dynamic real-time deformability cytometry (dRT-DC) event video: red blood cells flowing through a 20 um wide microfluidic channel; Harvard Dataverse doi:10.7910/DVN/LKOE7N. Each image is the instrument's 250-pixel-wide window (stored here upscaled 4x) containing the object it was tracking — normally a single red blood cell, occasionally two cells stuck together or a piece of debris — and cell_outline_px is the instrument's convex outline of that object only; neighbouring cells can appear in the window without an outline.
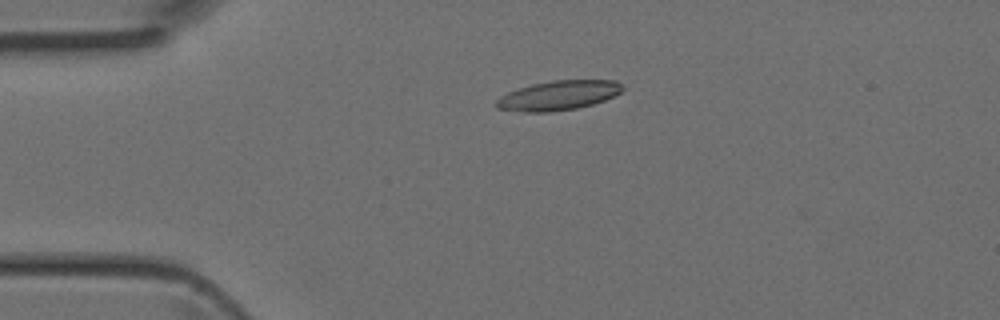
{"species": "Egyptian fruit bat (a non-hibernating species)", "species_latin": "Rousettus aegyptiacus", "temperature_condition": "room temperature", "stored_images_in_passage": 4, "camera_frame_rate_fps": 3000, "um_per_image_px": 0.085, "animal": {"sex": "female"}, "frame": {"image": 1, "passage_image": 2, "time_ms": 0.333, "image_size_px": [1000, 320], "cell_outline_px": [[624, 88], [620, 92], [604, 100], [592, 104], [576, 108], [548, 112], [524, 112], [496, 108], [492, 104], [500, 96], [508, 92], [532, 84], [552, 80], [616, 80], [624, 84]], "centroid_in_image_um": [47.44, 8.11], "position_along_channel_um": 37.6, "area_um2": 21.73}}
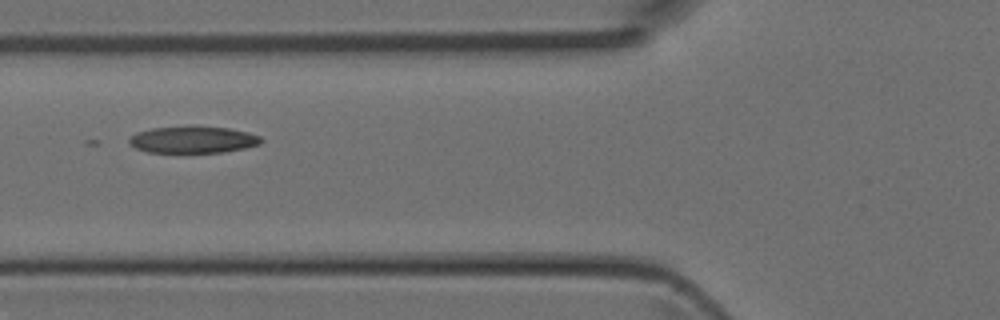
{"frame": {"image": 2, "passage_image": 4, "time_ms": 1.0, "image_size_px": [1000, 320], "cell_outline_px": [[264, 140], [260, 144], [244, 148], [224, 152], [148, 152], [136, 148], [128, 144], [128, 140], [136, 132], [152, 128], [188, 124], [228, 128], [248, 132], [260, 136]], "centroid_in_image_um": [16.39, 11.84], "position_along_channel_um": 109.4, "area_um2": 21.1}}